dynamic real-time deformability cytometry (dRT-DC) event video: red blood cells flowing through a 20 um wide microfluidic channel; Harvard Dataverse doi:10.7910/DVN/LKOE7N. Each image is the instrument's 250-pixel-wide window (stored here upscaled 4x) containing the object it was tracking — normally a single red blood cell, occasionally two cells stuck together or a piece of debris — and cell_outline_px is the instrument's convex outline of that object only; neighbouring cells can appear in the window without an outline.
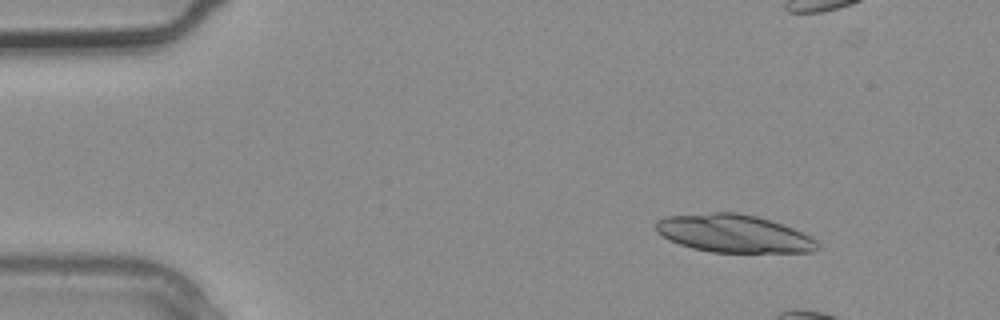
{"species": "common noctule bat (a hibernating species)", "species_latin": "Nyctalus noctula", "temperature_condition": "warm", "stored_images_in_passage": 3, "camera_frame_rate_fps": 3000, "um_per_image_px": 0.085, "animal": {"sex": "male", "body_mass_g": 20.4}, "frame": {"image": 1, "passage_image": 1, "time_ms": 0.0, "image_size_px": [1000, 320], "cell_outline_px": [[816, 248], [812, 252], [712, 252], [692, 248], [668, 240], [656, 232], [656, 220], [664, 216], [712, 212], [740, 212], [756, 216], [804, 232], [812, 236], [816, 240]], "centroid_in_image_um": [62.31, 19.84], "position_along_channel_um": 22.7, "area_um2": 35.66}}